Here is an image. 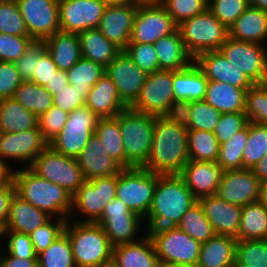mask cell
Returning <instances> with one entry per match:
<instances>
[{
	"instance_id": "cell-36",
	"label": "cell",
	"mask_w": 267,
	"mask_h": 267,
	"mask_svg": "<svg viewBox=\"0 0 267 267\" xmlns=\"http://www.w3.org/2000/svg\"><path fill=\"white\" fill-rule=\"evenodd\" d=\"M142 219L139 215H124L118 217H100L96 222L104 229L113 247L120 244L134 243L141 227Z\"/></svg>"
},
{
	"instance_id": "cell-31",
	"label": "cell",
	"mask_w": 267,
	"mask_h": 267,
	"mask_svg": "<svg viewBox=\"0 0 267 267\" xmlns=\"http://www.w3.org/2000/svg\"><path fill=\"white\" fill-rule=\"evenodd\" d=\"M237 239L215 234L202 243L197 267H234Z\"/></svg>"
},
{
	"instance_id": "cell-25",
	"label": "cell",
	"mask_w": 267,
	"mask_h": 267,
	"mask_svg": "<svg viewBox=\"0 0 267 267\" xmlns=\"http://www.w3.org/2000/svg\"><path fill=\"white\" fill-rule=\"evenodd\" d=\"M112 263L116 267H163L147 233L137 242L113 247Z\"/></svg>"
},
{
	"instance_id": "cell-35",
	"label": "cell",
	"mask_w": 267,
	"mask_h": 267,
	"mask_svg": "<svg viewBox=\"0 0 267 267\" xmlns=\"http://www.w3.org/2000/svg\"><path fill=\"white\" fill-rule=\"evenodd\" d=\"M38 118L14 98L0 100V132L27 131L38 125Z\"/></svg>"
},
{
	"instance_id": "cell-23",
	"label": "cell",
	"mask_w": 267,
	"mask_h": 267,
	"mask_svg": "<svg viewBox=\"0 0 267 267\" xmlns=\"http://www.w3.org/2000/svg\"><path fill=\"white\" fill-rule=\"evenodd\" d=\"M215 234L237 239L242 207L228 203L217 195L198 199Z\"/></svg>"
},
{
	"instance_id": "cell-44",
	"label": "cell",
	"mask_w": 267,
	"mask_h": 267,
	"mask_svg": "<svg viewBox=\"0 0 267 267\" xmlns=\"http://www.w3.org/2000/svg\"><path fill=\"white\" fill-rule=\"evenodd\" d=\"M267 154V125L249 121L248 141L243 150V169H252Z\"/></svg>"
},
{
	"instance_id": "cell-15",
	"label": "cell",
	"mask_w": 267,
	"mask_h": 267,
	"mask_svg": "<svg viewBox=\"0 0 267 267\" xmlns=\"http://www.w3.org/2000/svg\"><path fill=\"white\" fill-rule=\"evenodd\" d=\"M177 28L161 3L138 5L129 43L154 44Z\"/></svg>"
},
{
	"instance_id": "cell-8",
	"label": "cell",
	"mask_w": 267,
	"mask_h": 267,
	"mask_svg": "<svg viewBox=\"0 0 267 267\" xmlns=\"http://www.w3.org/2000/svg\"><path fill=\"white\" fill-rule=\"evenodd\" d=\"M157 174L143 167L123 169L117 175L116 198L145 219L153 202Z\"/></svg>"
},
{
	"instance_id": "cell-55",
	"label": "cell",
	"mask_w": 267,
	"mask_h": 267,
	"mask_svg": "<svg viewBox=\"0 0 267 267\" xmlns=\"http://www.w3.org/2000/svg\"><path fill=\"white\" fill-rule=\"evenodd\" d=\"M249 123L244 112L222 113L213 133L221 144L231 138L235 133L244 129Z\"/></svg>"
},
{
	"instance_id": "cell-51",
	"label": "cell",
	"mask_w": 267,
	"mask_h": 267,
	"mask_svg": "<svg viewBox=\"0 0 267 267\" xmlns=\"http://www.w3.org/2000/svg\"><path fill=\"white\" fill-rule=\"evenodd\" d=\"M249 7V0H209L208 9L228 29Z\"/></svg>"
},
{
	"instance_id": "cell-38",
	"label": "cell",
	"mask_w": 267,
	"mask_h": 267,
	"mask_svg": "<svg viewBox=\"0 0 267 267\" xmlns=\"http://www.w3.org/2000/svg\"><path fill=\"white\" fill-rule=\"evenodd\" d=\"M13 98L37 118L53 106V95L45 86L23 81L15 91Z\"/></svg>"
},
{
	"instance_id": "cell-28",
	"label": "cell",
	"mask_w": 267,
	"mask_h": 267,
	"mask_svg": "<svg viewBox=\"0 0 267 267\" xmlns=\"http://www.w3.org/2000/svg\"><path fill=\"white\" fill-rule=\"evenodd\" d=\"M153 46L158 56L159 70L177 71L194 62V58L185 48L178 28L171 34L159 39Z\"/></svg>"
},
{
	"instance_id": "cell-12",
	"label": "cell",
	"mask_w": 267,
	"mask_h": 267,
	"mask_svg": "<svg viewBox=\"0 0 267 267\" xmlns=\"http://www.w3.org/2000/svg\"><path fill=\"white\" fill-rule=\"evenodd\" d=\"M221 54L254 83H267V49L264 44L228 37L219 49Z\"/></svg>"
},
{
	"instance_id": "cell-60",
	"label": "cell",
	"mask_w": 267,
	"mask_h": 267,
	"mask_svg": "<svg viewBox=\"0 0 267 267\" xmlns=\"http://www.w3.org/2000/svg\"><path fill=\"white\" fill-rule=\"evenodd\" d=\"M53 105L59 107L67 113H71L77 108L85 105V99L81 97V92L74 89L71 84H68L64 89L53 95Z\"/></svg>"
},
{
	"instance_id": "cell-19",
	"label": "cell",
	"mask_w": 267,
	"mask_h": 267,
	"mask_svg": "<svg viewBox=\"0 0 267 267\" xmlns=\"http://www.w3.org/2000/svg\"><path fill=\"white\" fill-rule=\"evenodd\" d=\"M48 146L38 125L27 131L16 133L0 132V157L24 161L29 167L34 159Z\"/></svg>"
},
{
	"instance_id": "cell-74",
	"label": "cell",
	"mask_w": 267,
	"mask_h": 267,
	"mask_svg": "<svg viewBox=\"0 0 267 267\" xmlns=\"http://www.w3.org/2000/svg\"><path fill=\"white\" fill-rule=\"evenodd\" d=\"M102 267H116V266L113 263H110V264L102 266Z\"/></svg>"
},
{
	"instance_id": "cell-39",
	"label": "cell",
	"mask_w": 267,
	"mask_h": 267,
	"mask_svg": "<svg viewBox=\"0 0 267 267\" xmlns=\"http://www.w3.org/2000/svg\"><path fill=\"white\" fill-rule=\"evenodd\" d=\"M68 83L81 92L85 100L92 87L105 74V67L83 57L67 71Z\"/></svg>"
},
{
	"instance_id": "cell-21",
	"label": "cell",
	"mask_w": 267,
	"mask_h": 267,
	"mask_svg": "<svg viewBox=\"0 0 267 267\" xmlns=\"http://www.w3.org/2000/svg\"><path fill=\"white\" fill-rule=\"evenodd\" d=\"M194 62L203 71L208 81L228 83L245 91L254 85L241 69L230 63L220 51L201 53Z\"/></svg>"
},
{
	"instance_id": "cell-22",
	"label": "cell",
	"mask_w": 267,
	"mask_h": 267,
	"mask_svg": "<svg viewBox=\"0 0 267 267\" xmlns=\"http://www.w3.org/2000/svg\"><path fill=\"white\" fill-rule=\"evenodd\" d=\"M223 172L217 162L189 160L179 175L193 195L200 199L216 195Z\"/></svg>"
},
{
	"instance_id": "cell-73",
	"label": "cell",
	"mask_w": 267,
	"mask_h": 267,
	"mask_svg": "<svg viewBox=\"0 0 267 267\" xmlns=\"http://www.w3.org/2000/svg\"><path fill=\"white\" fill-rule=\"evenodd\" d=\"M169 267H197V266L181 264V265H174V266H169Z\"/></svg>"
},
{
	"instance_id": "cell-10",
	"label": "cell",
	"mask_w": 267,
	"mask_h": 267,
	"mask_svg": "<svg viewBox=\"0 0 267 267\" xmlns=\"http://www.w3.org/2000/svg\"><path fill=\"white\" fill-rule=\"evenodd\" d=\"M99 119L86 105L75 109L69 113L61 132L48 145L60 154L77 158L95 133Z\"/></svg>"
},
{
	"instance_id": "cell-33",
	"label": "cell",
	"mask_w": 267,
	"mask_h": 267,
	"mask_svg": "<svg viewBox=\"0 0 267 267\" xmlns=\"http://www.w3.org/2000/svg\"><path fill=\"white\" fill-rule=\"evenodd\" d=\"M82 57L107 67L122 50L107 40L101 31L89 29L78 33Z\"/></svg>"
},
{
	"instance_id": "cell-66",
	"label": "cell",
	"mask_w": 267,
	"mask_h": 267,
	"mask_svg": "<svg viewBox=\"0 0 267 267\" xmlns=\"http://www.w3.org/2000/svg\"><path fill=\"white\" fill-rule=\"evenodd\" d=\"M68 84L67 72L58 69L45 88L50 94L55 95L59 90L62 88L64 89Z\"/></svg>"
},
{
	"instance_id": "cell-64",
	"label": "cell",
	"mask_w": 267,
	"mask_h": 267,
	"mask_svg": "<svg viewBox=\"0 0 267 267\" xmlns=\"http://www.w3.org/2000/svg\"><path fill=\"white\" fill-rule=\"evenodd\" d=\"M124 215H137L132 212L120 199L115 198L106 204L101 217H118Z\"/></svg>"
},
{
	"instance_id": "cell-47",
	"label": "cell",
	"mask_w": 267,
	"mask_h": 267,
	"mask_svg": "<svg viewBox=\"0 0 267 267\" xmlns=\"http://www.w3.org/2000/svg\"><path fill=\"white\" fill-rule=\"evenodd\" d=\"M244 113L249 121L267 125V83L254 84L247 90Z\"/></svg>"
},
{
	"instance_id": "cell-45",
	"label": "cell",
	"mask_w": 267,
	"mask_h": 267,
	"mask_svg": "<svg viewBox=\"0 0 267 267\" xmlns=\"http://www.w3.org/2000/svg\"><path fill=\"white\" fill-rule=\"evenodd\" d=\"M193 239L204 243L212 238L215 233L210 221L206 218L202 206L195 203L183 216L177 225Z\"/></svg>"
},
{
	"instance_id": "cell-62",
	"label": "cell",
	"mask_w": 267,
	"mask_h": 267,
	"mask_svg": "<svg viewBox=\"0 0 267 267\" xmlns=\"http://www.w3.org/2000/svg\"><path fill=\"white\" fill-rule=\"evenodd\" d=\"M57 70L58 68L51 55L46 51L40 57V60L36 61L35 72H33V77L30 82L46 86Z\"/></svg>"
},
{
	"instance_id": "cell-42",
	"label": "cell",
	"mask_w": 267,
	"mask_h": 267,
	"mask_svg": "<svg viewBox=\"0 0 267 267\" xmlns=\"http://www.w3.org/2000/svg\"><path fill=\"white\" fill-rule=\"evenodd\" d=\"M248 141V125L220 144L217 163L226 170L243 169V150Z\"/></svg>"
},
{
	"instance_id": "cell-16",
	"label": "cell",
	"mask_w": 267,
	"mask_h": 267,
	"mask_svg": "<svg viewBox=\"0 0 267 267\" xmlns=\"http://www.w3.org/2000/svg\"><path fill=\"white\" fill-rule=\"evenodd\" d=\"M105 8L100 0H59L60 31L78 34L98 28Z\"/></svg>"
},
{
	"instance_id": "cell-5",
	"label": "cell",
	"mask_w": 267,
	"mask_h": 267,
	"mask_svg": "<svg viewBox=\"0 0 267 267\" xmlns=\"http://www.w3.org/2000/svg\"><path fill=\"white\" fill-rule=\"evenodd\" d=\"M119 122L126 158V169L144 167L149 158L155 120L158 116L128 107L115 116Z\"/></svg>"
},
{
	"instance_id": "cell-6",
	"label": "cell",
	"mask_w": 267,
	"mask_h": 267,
	"mask_svg": "<svg viewBox=\"0 0 267 267\" xmlns=\"http://www.w3.org/2000/svg\"><path fill=\"white\" fill-rule=\"evenodd\" d=\"M146 233L151 237L163 267L197 266L202 243L178 226L147 229Z\"/></svg>"
},
{
	"instance_id": "cell-26",
	"label": "cell",
	"mask_w": 267,
	"mask_h": 267,
	"mask_svg": "<svg viewBox=\"0 0 267 267\" xmlns=\"http://www.w3.org/2000/svg\"><path fill=\"white\" fill-rule=\"evenodd\" d=\"M85 105L99 118L115 117L128 108L120 99L116 85L106 73L92 87Z\"/></svg>"
},
{
	"instance_id": "cell-27",
	"label": "cell",
	"mask_w": 267,
	"mask_h": 267,
	"mask_svg": "<svg viewBox=\"0 0 267 267\" xmlns=\"http://www.w3.org/2000/svg\"><path fill=\"white\" fill-rule=\"evenodd\" d=\"M51 216L34 207L17 193L14 194L9 209L7 225L4 230H12L30 235L47 223Z\"/></svg>"
},
{
	"instance_id": "cell-2",
	"label": "cell",
	"mask_w": 267,
	"mask_h": 267,
	"mask_svg": "<svg viewBox=\"0 0 267 267\" xmlns=\"http://www.w3.org/2000/svg\"><path fill=\"white\" fill-rule=\"evenodd\" d=\"M197 202L179 174H157L152 206L146 217L147 229L177 226Z\"/></svg>"
},
{
	"instance_id": "cell-7",
	"label": "cell",
	"mask_w": 267,
	"mask_h": 267,
	"mask_svg": "<svg viewBox=\"0 0 267 267\" xmlns=\"http://www.w3.org/2000/svg\"><path fill=\"white\" fill-rule=\"evenodd\" d=\"M188 53L195 59L208 51H219L229 37V29L207 9L178 25Z\"/></svg>"
},
{
	"instance_id": "cell-63",
	"label": "cell",
	"mask_w": 267,
	"mask_h": 267,
	"mask_svg": "<svg viewBox=\"0 0 267 267\" xmlns=\"http://www.w3.org/2000/svg\"><path fill=\"white\" fill-rule=\"evenodd\" d=\"M15 193L14 180L0 185V231L4 230L7 225L10 203Z\"/></svg>"
},
{
	"instance_id": "cell-56",
	"label": "cell",
	"mask_w": 267,
	"mask_h": 267,
	"mask_svg": "<svg viewBox=\"0 0 267 267\" xmlns=\"http://www.w3.org/2000/svg\"><path fill=\"white\" fill-rule=\"evenodd\" d=\"M68 116L69 113L53 105L46 113L38 117V128L48 143L61 132Z\"/></svg>"
},
{
	"instance_id": "cell-49",
	"label": "cell",
	"mask_w": 267,
	"mask_h": 267,
	"mask_svg": "<svg viewBox=\"0 0 267 267\" xmlns=\"http://www.w3.org/2000/svg\"><path fill=\"white\" fill-rule=\"evenodd\" d=\"M178 26L208 9L209 0H163L161 3Z\"/></svg>"
},
{
	"instance_id": "cell-32",
	"label": "cell",
	"mask_w": 267,
	"mask_h": 267,
	"mask_svg": "<svg viewBox=\"0 0 267 267\" xmlns=\"http://www.w3.org/2000/svg\"><path fill=\"white\" fill-rule=\"evenodd\" d=\"M46 50L59 70L67 71L82 57L78 34L56 32L44 40Z\"/></svg>"
},
{
	"instance_id": "cell-70",
	"label": "cell",
	"mask_w": 267,
	"mask_h": 267,
	"mask_svg": "<svg viewBox=\"0 0 267 267\" xmlns=\"http://www.w3.org/2000/svg\"><path fill=\"white\" fill-rule=\"evenodd\" d=\"M249 6L267 12V0H249Z\"/></svg>"
},
{
	"instance_id": "cell-50",
	"label": "cell",
	"mask_w": 267,
	"mask_h": 267,
	"mask_svg": "<svg viewBox=\"0 0 267 267\" xmlns=\"http://www.w3.org/2000/svg\"><path fill=\"white\" fill-rule=\"evenodd\" d=\"M221 114L205 100L192 101L190 124L187 129L213 132Z\"/></svg>"
},
{
	"instance_id": "cell-67",
	"label": "cell",
	"mask_w": 267,
	"mask_h": 267,
	"mask_svg": "<svg viewBox=\"0 0 267 267\" xmlns=\"http://www.w3.org/2000/svg\"><path fill=\"white\" fill-rule=\"evenodd\" d=\"M11 168L8 162L0 157V185L14 180V169Z\"/></svg>"
},
{
	"instance_id": "cell-3",
	"label": "cell",
	"mask_w": 267,
	"mask_h": 267,
	"mask_svg": "<svg viewBox=\"0 0 267 267\" xmlns=\"http://www.w3.org/2000/svg\"><path fill=\"white\" fill-rule=\"evenodd\" d=\"M14 170L16 193L34 207L53 218L65 219L71 216L72 195L64 188L39 177L29 167Z\"/></svg>"
},
{
	"instance_id": "cell-65",
	"label": "cell",
	"mask_w": 267,
	"mask_h": 267,
	"mask_svg": "<svg viewBox=\"0 0 267 267\" xmlns=\"http://www.w3.org/2000/svg\"><path fill=\"white\" fill-rule=\"evenodd\" d=\"M4 256L1 258L0 256V267H38V259L37 258H18L13 255Z\"/></svg>"
},
{
	"instance_id": "cell-72",
	"label": "cell",
	"mask_w": 267,
	"mask_h": 267,
	"mask_svg": "<svg viewBox=\"0 0 267 267\" xmlns=\"http://www.w3.org/2000/svg\"><path fill=\"white\" fill-rule=\"evenodd\" d=\"M100 1L104 3L106 6L122 5L129 2V0H100Z\"/></svg>"
},
{
	"instance_id": "cell-54",
	"label": "cell",
	"mask_w": 267,
	"mask_h": 267,
	"mask_svg": "<svg viewBox=\"0 0 267 267\" xmlns=\"http://www.w3.org/2000/svg\"><path fill=\"white\" fill-rule=\"evenodd\" d=\"M34 40L29 36L9 35L0 32V61L16 62Z\"/></svg>"
},
{
	"instance_id": "cell-53",
	"label": "cell",
	"mask_w": 267,
	"mask_h": 267,
	"mask_svg": "<svg viewBox=\"0 0 267 267\" xmlns=\"http://www.w3.org/2000/svg\"><path fill=\"white\" fill-rule=\"evenodd\" d=\"M124 51L147 74L159 70L158 56L153 44L128 43Z\"/></svg>"
},
{
	"instance_id": "cell-1",
	"label": "cell",
	"mask_w": 267,
	"mask_h": 267,
	"mask_svg": "<svg viewBox=\"0 0 267 267\" xmlns=\"http://www.w3.org/2000/svg\"><path fill=\"white\" fill-rule=\"evenodd\" d=\"M187 128L159 116L155 120L152 147L143 167L159 175L180 174L190 160Z\"/></svg>"
},
{
	"instance_id": "cell-18",
	"label": "cell",
	"mask_w": 267,
	"mask_h": 267,
	"mask_svg": "<svg viewBox=\"0 0 267 267\" xmlns=\"http://www.w3.org/2000/svg\"><path fill=\"white\" fill-rule=\"evenodd\" d=\"M260 181L252 169L223 172L216 195L228 203L245 206L257 201Z\"/></svg>"
},
{
	"instance_id": "cell-9",
	"label": "cell",
	"mask_w": 267,
	"mask_h": 267,
	"mask_svg": "<svg viewBox=\"0 0 267 267\" xmlns=\"http://www.w3.org/2000/svg\"><path fill=\"white\" fill-rule=\"evenodd\" d=\"M29 168L39 177L57 184L71 195L86 181L77 158L60 154L49 145L34 159Z\"/></svg>"
},
{
	"instance_id": "cell-69",
	"label": "cell",
	"mask_w": 267,
	"mask_h": 267,
	"mask_svg": "<svg viewBox=\"0 0 267 267\" xmlns=\"http://www.w3.org/2000/svg\"><path fill=\"white\" fill-rule=\"evenodd\" d=\"M257 201L267 208V181L260 183Z\"/></svg>"
},
{
	"instance_id": "cell-11",
	"label": "cell",
	"mask_w": 267,
	"mask_h": 267,
	"mask_svg": "<svg viewBox=\"0 0 267 267\" xmlns=\"http://www.w3.org/2000/svg\"><path fill=\"white\" fill-rule=\"evenodd\" d=\"M116 188L117 175L86 180L72 195L71 215L77 211L86 216L77 222L96 223L106 204L116 198Z\"/></svg>"
},
{
	"instance_id": "cell-71",
	"label": "cell",
	"mask_w": 267,
	"mask_h": 267,
	"mask_svg": "<svg viewBox=\"0 0 267 267\" xmlns=\"http://www.w3.org/2000/svg\"><path fill=\"white\" fill-rule=\"evenodd\" d=\"M163 0H129V2H132L137 5H149V4H160Z\"/></svg>"
},
{
	"instance_id": "cell-52",
	"label": "cell",
	"mask_w": 267,
	"mask_h": 267,
	"mask_svg": "<svg viewBox=\"0 0 267 267\" xmlns=\"http://www.w3.org/2000/svg\"><path fill=\"white\" fill-rule=\"evenodd\" d=\"M53 218L54 223L52 222L53 220L50 219L29 235L37 255L47 249L62 233H64L66 220L56 217Z\"/></svg>"
},
{
	"instance_id": "cell-43",
	"label": "cell",
	"mask_w": 267,
	"mask_h": 267,
	"mask_svg": "<svg viewBox=\"0 0 267 267\" xmlns=\"http://www.w3.org/2000/svg\"><path fill=\"white\" fill-rule=\"evenodd\" d=\"M38 267H76L69 237L62 233L47 249L37 255Z\"/></svg>"
},
{
	"instance_id": "cell-58",
	"label": "cell",
	"mask_w": 267,
	"mask_h": 267,
	"mask_svg": "<svg viewBox=\"0 0 267 267\" xmlns=\"http://www.w3.org/2000/svg\"><path fill=\"white\" fill-rule=\"evenodd\" d=\"M8 235L7 251L9 255L16 256L18 258H37L35 248L30 239V236L25 233H19L12 230H2L1 237Z\"/></svg>"
},
{
	"instance_id": "cell-61",
	"label": "cell",
	"mask_w": 267,
	"mask_h": 267,
	"mask_svg": "<svg viewBox=\"0 0 267 267\" xmlns=\"http://www.w3.org/2000/svg\"><path fill=\"white\" fill-rule=\"evenodd\" d=\"M191 112L192 101L174 100L162 117L187 128L190 124Z\"/></svg>"
},
{
	"instance_id": "cell-14",
	"label": "cell",
	"mask_w": 267,
	"mask_h": 267,
	"mask_svg": "<svg viewBox=\"0 0 267 267\" xmlns=\"http://www.w3.org/2000/svg\"><path fill=\"white\" fill-rule=\"evenodd\" d=\"M29 37L44 41L60 31L59 0H16Z\"/></svg>"
},
{
	"instance_id": "cell-4",
	"label": "cell",
	"mask_w": 267,
	"mask_h": 267,
	"mask_svg": "<svg viewBox=\"0 0 267 267\" xmlns=\"http://www.w3.org/2000/svg\"><path fill=\"white\" fill-rule=\"evenodd\" d=\"M64 233L69 237L76 267H102L112 263L113 246L101 225L70 222Z\"/></svg>"
},
{
	"instance_id": "cell-13",
	"label": "cell",
	"mask_w": 267,
	"mask_h": 267,
	"mask_svg": "<svg viewBox=\"0 0 267 267\" xmlns=\"http://www.w3.org/2000/svg\"><path fill=\"white\" fill-rule=\"evenodd\" d=\"M173 101V71L157 70L147 75L139 97L130 108L159 117L163 116Z\"/></svg>"
},
{
	"instance_id": "cell-17",
	"label": "cell",
	"mask_w": 267,
	"mask_h": 267,
	"mask_svg": "<svg viewBox=\"0 0 267 267\" xmlns=\"http://www.w3.org/2000/svg\"><path fill=\"white\" fill-rule=\"evenodd\" d=\"M106 75L116 85L120 99L130 107L139 97L147 73L122 51L106 68Z\"/></svg>"
},
{
	"instance_id": "cell-37",
	"label": "cell",
	"mask_w": 267,
	"mask_h": 267,
	"mask_svg": "<svg viewBox=\"0 0 267 267\" xmlns=\"http://www.w3.org/2000/svg\"><path fill=\"white\" fill-rule=\"evenodd\" d=\"M267 240V208L258 201L242 206L237 240Z\"/></svg>"
},
{
	"instance_id": "cell-48",
	"label": "cell",
	"mask_w": 267,
	"mask_h": 267,
	"mask_svg": "<svg viewBox=\"0 0 267 267\" xmlns=\"http://www.w3.org/2000/svg\"><path fill=\"white\" fill-rule=\"evenodd\" d=\"M0 32L29 36L16 0H0Z\"/></svg>"
},
{
	"instance_id": "cell-40",
	"label": "cell",
	"mask_w": 267,
	"mask_h": 267,
	"mask_svg": "<svg viewBox=\"0 0 267 267\" xmlns=\"http://www.w3.org/2000/svg\"><path fill=\"white\" fill-rule=\"evenodd\" d=\"M95 134L101 140L107 154L123 169H126L124 146L117 118H100L95 129Z\"/></svg>"
},
{
	"instance_id": "cell-34",
	"label": "cell",
	"mask_w": 267,
	"mask_h": 267,
	"mask_svg": "<svg viewBox=\"0 0 267 267\" xmlns=\"http://www.w3.org/2000/svg\"><path fill=\"white\" fill-rule=\"evenodd\" d=\"M246 92L228 83L208 81L204 100L221 113L244 112Z\"/></svg>"
},
{
	"instance_id": "cell-24",
	"label": "cell",
	"mask_w": 267,
	"mask_h": 267,
	"mask_svg": "<svg viewBox=\"0 0 267 267\" xmlns=\"http://www.w3.org/2000/svg\"><path fill=\"white\" fill-rule=\"evenodd\" d=\"M85 180L118 175L123 168L106 152L104 145L94 133L77 157Z\"/></svg>"
},
{
	"instance_id": "cell-30",
	"label": "cell",
	"mask_w": 267,
	"mask_h": 267,
	"mask_svg": "<svg viewBox=\"0 0 267 267\" xmlns=\"http://www.w3.org/2000/svg\"><path fill=\"white\" fill-rule=\"evenodd\" d=\"M207 83V78L195 62L184 69L173 71L174 100H204Z\"/></svg>"
},
{
	"instance_id": "cell-46",
	"label": "cell",
	"mask_w": 267,
	"mask_h": 267,
	"mask_svg": "<svg viewBox=\"0 0 267 267\" xmlns=\"http://www.w3.org/2000/svg\"><path fill=\"white\" fill-rule=\"evenodd\" d=\"M234 267H267V240H237Z\"/></svg>"
},
{
	"instance_id": "cell-41",
	"label": "cell",
	"mask_w": 267,
	"mask_h": 267,
	"mask_svg": "<svg viewBox=\"0 0 267 267\" xmlns=\"http://www.w3.org/2000/svg\"><path fill=\"white\" fill-rule=\"evenodd\" d=\"M187 149L190 160L216 162L220 143L213 132L188 129Z\"/></svg>"
},
{
	"instance_id": "cell-59",
	"label": "cell",
	"mask_w": 267,
	"mask_h": 267,
	"mask_svg": "<svg viewBox=\"0 0 267 267\" xmlns=\"http://www.w3.org/2000/svg\"><path fill=\"white\" fill-rule=\"evenodd\" d=\"M22 82L14 62L0 61V100L13 98Z\"/></svg>"
},
{
	"instance_id": "cell-68",
	"label": "cell",
	"mask_w": 267,
	"mask_h": 267,
	"mask_svg": "<svg viewBox=\"0 0 267 267\" xmlns=\"http://www.w3.org/2000/svg\"><path fill=\"white\" fill-rule=\"evenodd\" d=\"M253 173L257 176L260 183L267 181V154L264 155L260 162H258L253 168Z\"/></svg>"
},
{
	"instance_id": "cell-29",
	"label": "cell",
	"mask_w": 267,
	"mask_h": 267,
	"mask_svg": "<svg viewBox=\"0 0 267 267\" xmlns=\"http://www.w3.org/2000/svg\"><path fill=\"white\" fill-rule=\"evenodd\" d=\"M229 37L264 44L267 40V12L249 6L229 28Z\"/></svg>"
},
{
	"instance_id": "cell-57",
	"label": "cell",
	"mask_w": 267,
	"mask_h": 267,
	"mask_svg": "<svg viewBox=\"0 0 267 267\" xmlns=\"http://www.w3.org/2000/svg\"><path fill=\"white\" fill-rule=\"evenodd\" d=\"M44 41H33L16 62L17 71L23 81H30L35 72L36 61L46 52Z\"/></svg>"
},
{
	"instance_id": "cell-20",
	"label": "cell",
	"mask_w": 267,
	"mask_h": 267,
	"mask_svg": "<svg viewBox=\"0 0 267 267\" xmlns=\"http://www.w3.org/2000/svg\"><path fill=\"white\" fill-rule=\"evenodd\" d=\"M138 5L127 2L106 6L98 29L103 36L124 51L130 42Z\"/></svg>"
}]
</instances>
